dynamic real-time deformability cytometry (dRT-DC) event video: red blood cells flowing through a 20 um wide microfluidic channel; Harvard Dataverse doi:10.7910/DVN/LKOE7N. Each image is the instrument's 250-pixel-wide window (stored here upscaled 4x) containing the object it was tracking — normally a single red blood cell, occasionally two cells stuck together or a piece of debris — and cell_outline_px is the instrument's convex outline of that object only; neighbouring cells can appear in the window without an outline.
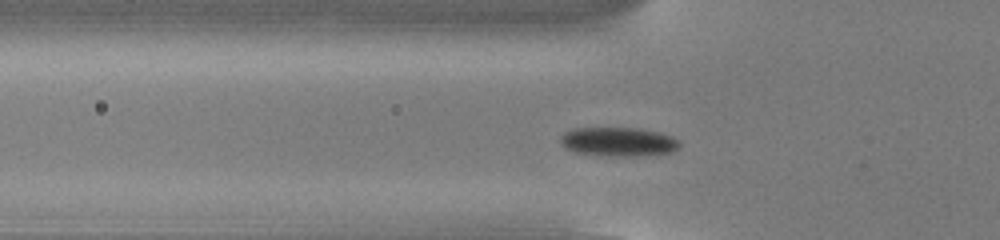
{"species": "common noctule bat (a hibernating species)", "species_latin": "Nyctalus noctula", "temperature_condition": "cold", "stored_images_in_passage": 50, "segment_of_instrument_passage": [1, 2], "camera_frame_rate_fps": 3000, "um_per_image_px": 0.085, "animal": {"sex": "male", "body_mass_g": 13.0, "forearm_length_mm": 53.1}, "frame": {"image": 1, "passage_image": 13, "time_ms": 4.0, "image_size_px": [1000, 240], "cell_outline_px": [[680, 148], [672, 152], [636, 156], [608, 156], [576, 152], [564, 148], [560, 144], [560, 136], [564, 132], [576, 128], [640, 128], [660, 132], [672, 136], [680, 140]], "centroid_in_image_um": [52.58, 12.05], "position_along_channel_um": 73.2, "area_um2": 20.4}}
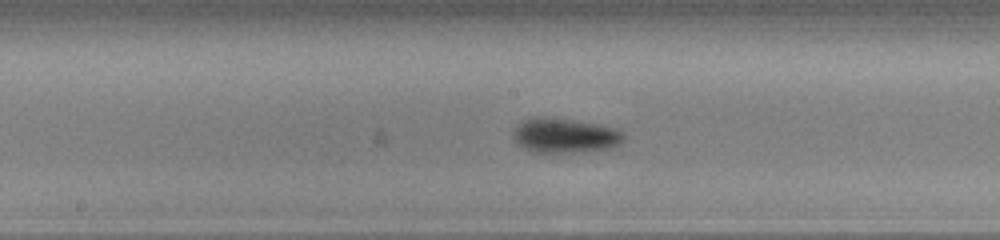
{"frame": {"image": 2, "passage_image": 23, "time_ms": 7.333, "image_size_px": [1000, 240], "cell_outline_px": [[624, 140], [620, 144], [608, 148], [572, 152], [532, 152], [516, 144], [512, 136], [512, 128], [516, 124], [528, 116], [544, 116], [600, 124], [616, 128], [624, 132]], "centroid_in_image_um": [47.93, 11.49], "position_along_channel_um": 200.3, "area_um2": 22.77}}
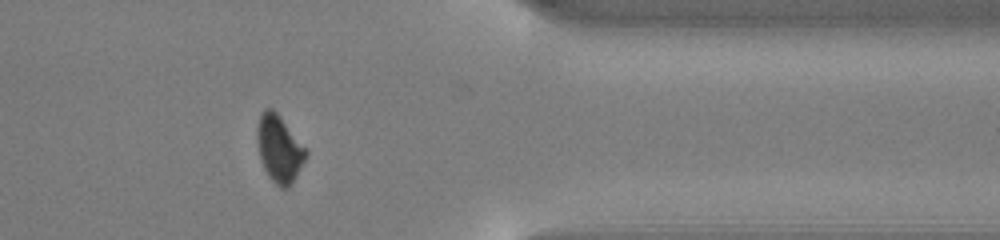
{"frame": {"image": 3, "passage_image": 39, "time_ms": 12.667, "image_size_px": [1000, 240], "cell_outline_px": [[308, 156], [292, 184], [288, 188], [280, 188], [268, 176], [260, 160], [256, 140], [256, 128], [260, 112], [264, 108], [272, 108], [280, 116], [308, 152]], "centroid_in_image_um": [23.71, 12.65], "position_along_channel_um": 387.7, "area_um2": 19.25}}